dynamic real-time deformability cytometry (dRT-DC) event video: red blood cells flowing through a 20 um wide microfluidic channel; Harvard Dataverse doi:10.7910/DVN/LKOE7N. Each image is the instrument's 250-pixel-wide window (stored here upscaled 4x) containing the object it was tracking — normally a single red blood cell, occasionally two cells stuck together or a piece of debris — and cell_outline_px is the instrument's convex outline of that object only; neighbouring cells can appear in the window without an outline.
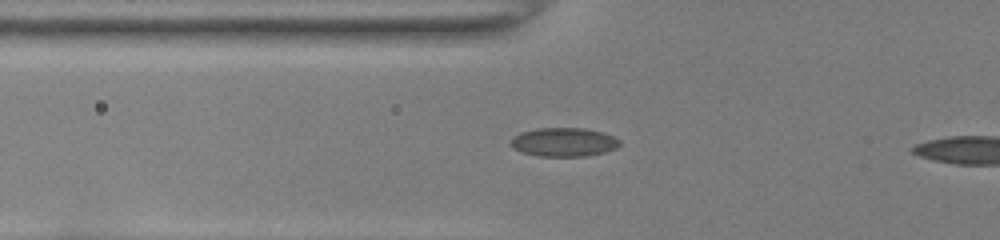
{"species": "common noctule bat (a hibernating species)", "species_latin": "Nyctalus noctula", "temperature_condition": "room temperature", "stored_images_in_passage": 15, "camera_frame_rate_fps": 3000, "um_per_image_px": 0.085, "animal": {"sex": "female", "body_mass_g": 22.0, "forearm_length_mm": 56.7}, "frame": {"image": 1, "passage_image": 13, "time_ms": 4.0, "image_size_px": [1000, 240], "cell_outline_px": [[620, 144], [616, 148], [604, 152], [588, 156], [540, 156], [524, 152], [512, 148], [508, 144], [508, 140], [512, 136], [520, 132], [536, 128], [584, 128], [600, 132], [612, 136], [620, 140]], "centroid_in_image_um": [47.86, 12.07], "position_along_channel_um": 77.9, "area_um2": 18.38}}